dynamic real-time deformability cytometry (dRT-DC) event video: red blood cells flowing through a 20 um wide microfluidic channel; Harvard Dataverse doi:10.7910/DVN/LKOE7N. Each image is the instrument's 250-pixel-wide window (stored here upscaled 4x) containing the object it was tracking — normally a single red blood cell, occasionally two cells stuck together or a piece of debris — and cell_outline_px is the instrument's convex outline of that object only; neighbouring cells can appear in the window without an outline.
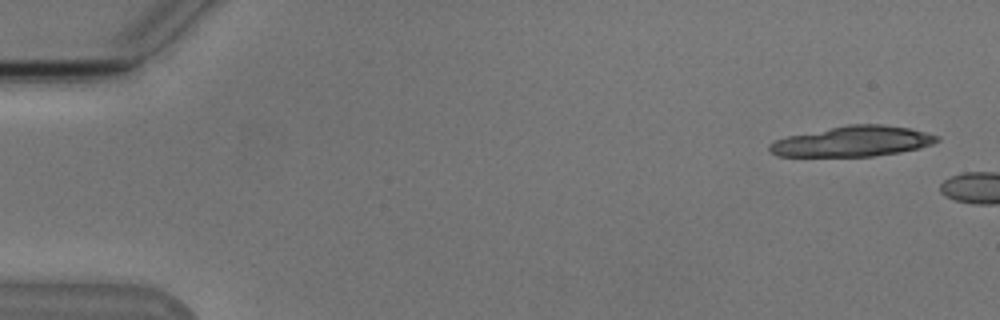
{"species": "Egyptian fruit bat (a non-hibernating species)", "species_latin": "Rousettus aegyptiacus", "temperature_condition": "cold", "stored_images_in_passage": 4, "camera_frame_rate_fps": 3000, "um_per_image_px": 0.085, "animal": {"sex": "male"}, "frame": {"image": 1, "passage_image": 1, "time_ms": 0.0, "image_size_px": [1000, 320], "cell_outline_px": [[940, 140], [932, 144], [920, 148], [900, 152], [872, 156], [776, 156], [768, 152], [768, 144], [776, 140], [788, 136], [848, 124], [880, 124], [908, 128], [940, 136]], "centroid_in_image_um": [72.46, 12.02], "position_along_channel_um": 12.5, "area_um2": 29.59}}